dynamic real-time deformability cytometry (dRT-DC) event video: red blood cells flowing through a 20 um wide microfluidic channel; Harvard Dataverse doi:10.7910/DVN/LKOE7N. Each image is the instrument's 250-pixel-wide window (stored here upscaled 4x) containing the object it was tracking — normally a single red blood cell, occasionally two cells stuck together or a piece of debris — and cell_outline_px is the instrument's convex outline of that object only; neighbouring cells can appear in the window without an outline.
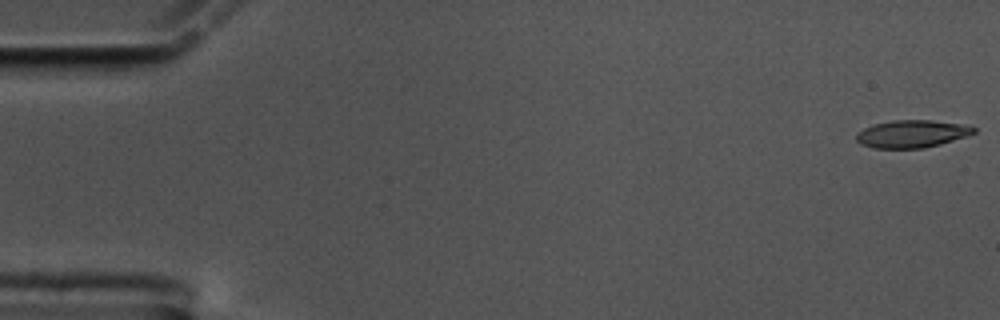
{"species": "common noctule bat (a hibernating species)", "species_latin": "Nyctalus noctula", "temperature_condition": "cold", "stored_images_in_passage": 58, "camera_frame_rate_fps": 3000, "um_per_image_px": 0.085, "animal": {"sex": "male", "body_mass_g": 17.5, "forearm_length_mm": 52.3}, "frame": {"image": 1, "passage_image": 1, "time_ms": 0.0, "image_size_px": [1000, 320], "cell_outline_px": [[976, 132], [968, 136], [940, 144], [924, 148], [872, 148], [860, 144], [856, 140], [856, 132], [872, 124], [892, 120], [928, 120], [964, 124], [976, 128]], "centroid_in_image_um": [77.49, 11.37], "position_along_channel_um": 7.5, "area_um2": 19.02}}
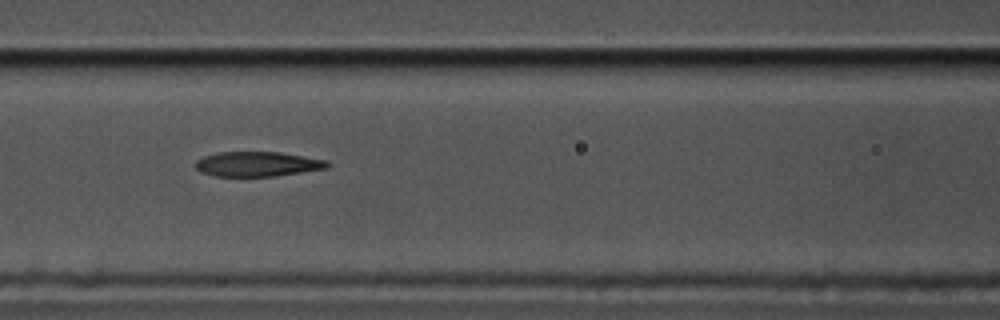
{"frame": {"image": 2, "passage_image": 25, "time_ms": 8.0, "image_size_px": [1000, 320], "cell_outline_px": [[332, 164], [328, 168], [276, 176], [216, 176], [200, 172], [196, 168], [196, 160], [204, 156], [220, 152], [280, 152], [328, 160]], "centroid_in_image_um": [21.93, 13.94], "position_along_channel_um": 144.7, "area_um2": 19.13}}
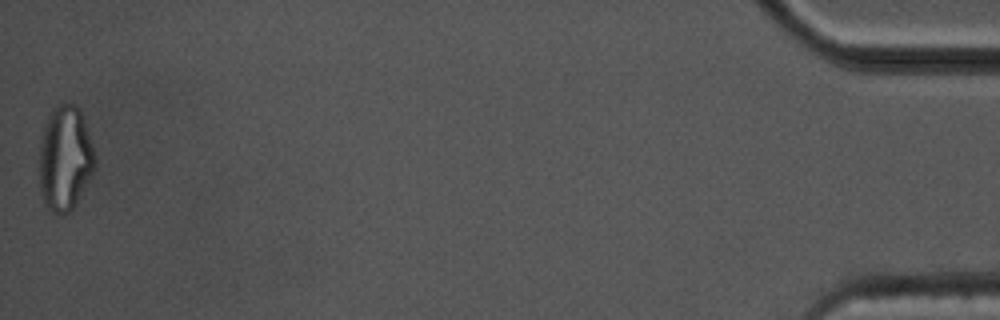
{"frame": {"image": 3, "passage_image": 58, "time_ms": 19.0, "image_size_px": [1000, 320], "cell_outline_px": [[96, 164], [76, 204], [68, 212], [52, 212], [44, 204], [40, 192], [40, 140], [48, 116], [52, 108], [60, 104], [76, 104], [80, 108], [96, 156]], "centroid_in_image_um": [5.53, 13.43], "position_along_channel_um": 429.7, "area_um2": 33.76}, "authors_computed_cell_mechanics": {"area_um2": 20.2878, "velocity_mm_per_s": 3.4657, "shape_relaxation_time_tau1_ms": 10.5821, "shape_relaxation_time_tau2_ms": 3.188, "deformation_change_tau1": 0.3005, "deformation_change_tau2": 0.1334}}